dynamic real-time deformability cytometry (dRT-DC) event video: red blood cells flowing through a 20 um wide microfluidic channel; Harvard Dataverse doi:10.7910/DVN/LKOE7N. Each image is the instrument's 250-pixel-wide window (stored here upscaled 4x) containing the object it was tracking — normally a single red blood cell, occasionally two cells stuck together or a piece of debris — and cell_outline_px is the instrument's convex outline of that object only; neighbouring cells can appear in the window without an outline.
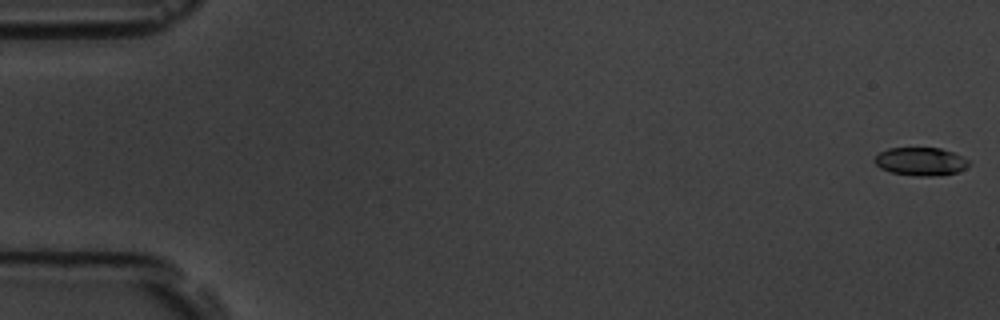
{"species": "common noctule bat (a hibernating species)", "species_latin": "Nyctalus noctula", "temperature_condition": "room temperature", "stored_images_in_passage": 6, "camera_frame_rate_fps": 3000, "um_per_image_px": 0.085, "animal": {"sex": "male", "body_mass_g": 19.5, "forearm_length_mm": 54.6}, "frame": {"image": 1, "passage_image": 1, "time_ms": 0.0, "image_size_px": [1000, 320], "cell_outline_px": [[968, 164], [964, 168], [956, 172], [932, 176], [920, 176], [888, 172], [880, 168], [872, 160], [880, 152], [888, 148], [940, 148], [952, 152], [968, 160]], "centroid_in_image_um": [78.19, 13.72], "position_along_channel_um": 6.8, "area_um2": 15.26}}
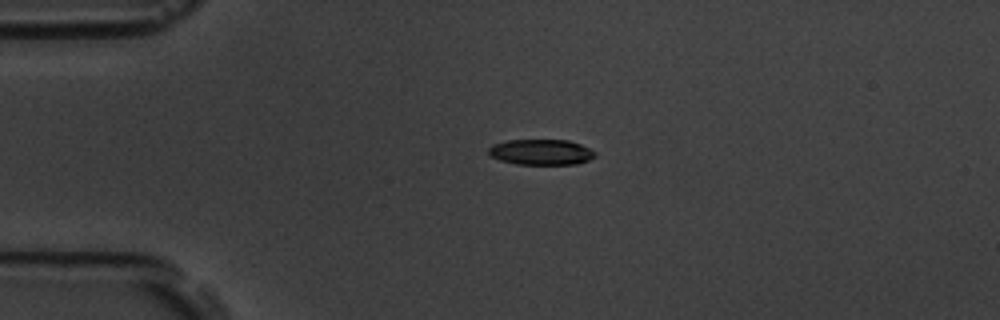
{"frame": {"image": 2, "passage_image": 5, "time_ms": 4.333, "image_size_px": [1000, 320], "cell_outline_px": [[596, 156], [588, 160], [576, 164], [516, 164], [500, 160], [488, 156], [488, 148], [492, 144], [508, 140], [568, 140], [580, 144], [596, 152]], "centroid_in_image_um": [45.96, 12.92], "position_along_channel_um": 39.0, "area_um2": 15.95}}